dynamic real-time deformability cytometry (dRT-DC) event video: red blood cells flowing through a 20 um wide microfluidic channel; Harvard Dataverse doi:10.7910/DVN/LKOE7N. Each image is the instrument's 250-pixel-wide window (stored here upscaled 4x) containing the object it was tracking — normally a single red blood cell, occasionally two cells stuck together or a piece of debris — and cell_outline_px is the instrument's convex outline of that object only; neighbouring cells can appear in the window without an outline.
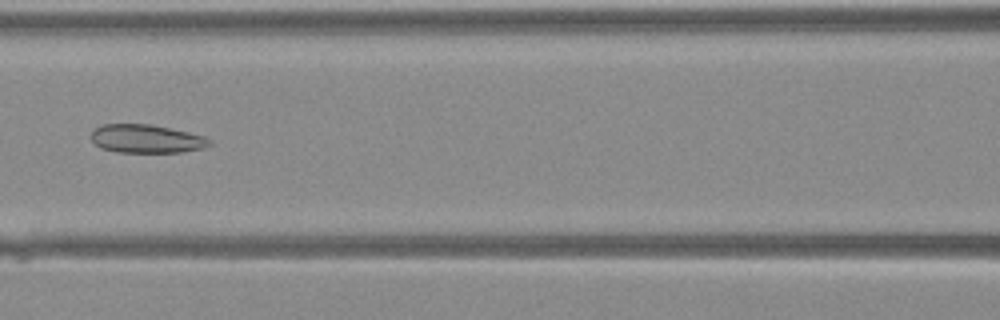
{"species": "Egyptian fruit bat (a non-hibernating species)", "species_latin": "Rousettus aegyptiacus", "temperature_condition": "warm", "stored_images_in_passage": 42, "camera_frame_rate_fps": 3000, "um_per_image_px": 0.085, "animal": {"sex": "female"}, "frame": {"image": 1, "passage_image": 20, "time_ms": 6.333, "image_size_px": [1000, 320], "cell_outline_px": [[212, 144], [204, 148], [180, 152], [120, 152], [100, 148], [92, 140], [92, 132], [96, 128], [104, 124], [152, 124], [188, 132], [204, 136], [212, 140]], "centroid_in_image_um": [12.48, 11.79], "position_along_channel_um": 154.1, "area_um2": 19.54}}
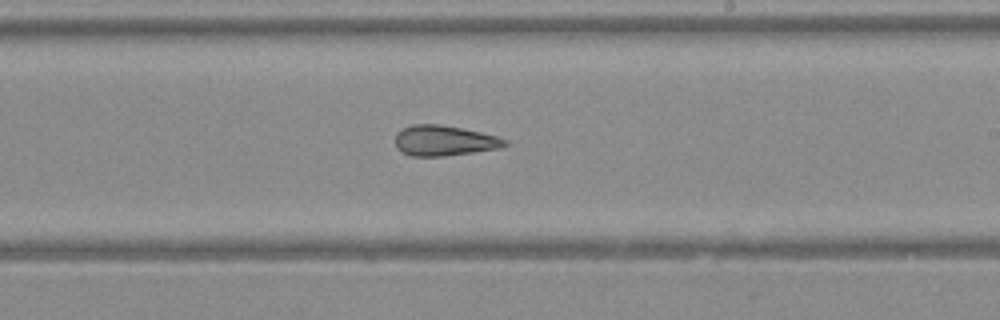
{"frame": {"image": 2, "passage_image": 26, "time_ms": 8.333, "image_size_px": [1000, 320], "cell_outline_px": [[508, 144], [496, 148], [472, 152], [444, 156], [412, 156], [396, 148], [396, 132], [400, 128], [412, 124], [440, 124], [480, 132], [496, 136], [508, 140]], "centroid_in_image_um": [37.71, 11.94], "position_along_channel_um": 251.3, "area_um2": 19.25}}
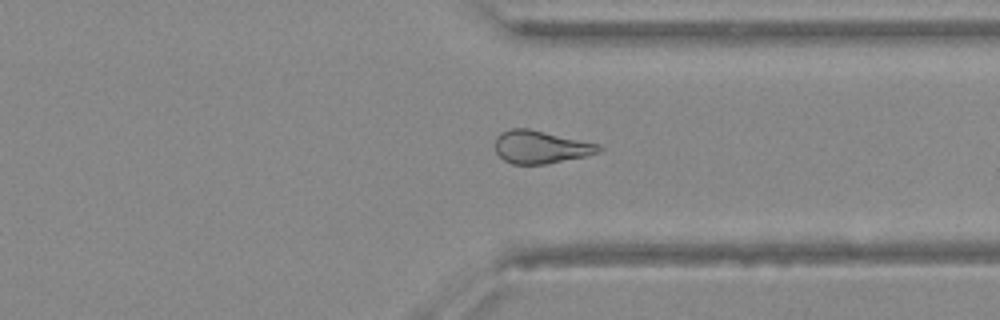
{"frame": {"image": 3, "passage_image": 33, "time_ms": 10.667, "image_size_px": [1000, 320], "cell_outline_px": [[604, 148], [600, 152], [584, 156], [544, 164], [512, 164], [504, 160], [496, 152], [496, 136], [500, 132], [512, 128], [528, 128], [600, 144]], "centroid_in_image_um": [45.96, 12.49], "position_along_channel_um": 365.4, "area_um2": 19.77}}